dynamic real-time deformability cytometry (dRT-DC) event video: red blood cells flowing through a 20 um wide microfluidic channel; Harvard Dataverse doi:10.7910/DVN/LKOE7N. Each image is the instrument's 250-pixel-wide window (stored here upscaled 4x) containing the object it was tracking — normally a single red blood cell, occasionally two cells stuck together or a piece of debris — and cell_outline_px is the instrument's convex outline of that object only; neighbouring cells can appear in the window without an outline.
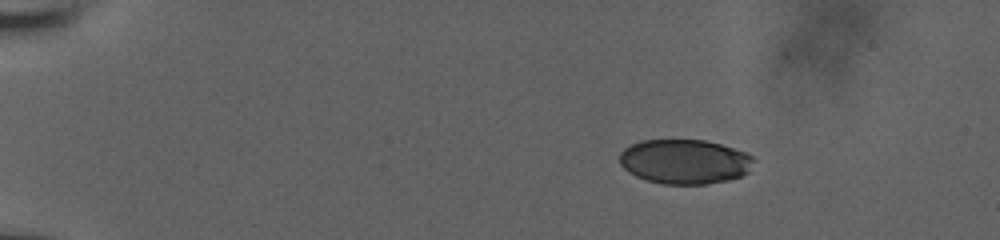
{"species": "human", "species_latin": "Homo sapiens", "temperature_condition": "room temperature", "stored_images_in_passage": 48, "camera_frame_rate_fps": 3000, "um_per_image_px": 0.085, "donor": {"sex": "male"}, "frame": {"image": 1, "passage_image": 3, "time_ms": 0.667, "image_size_px": [1000, 240], "cell_outline_px": [[756, 160], [748, 172], [740, 176], [728, 180], [704, 184], [664, 184], [648, 180], [636, 176], [628, 172], [620, 164], [620, 152], [624, 148], [640, 140], [704, 140], [720, 144], [748, 152]], "centroid_in_image_um": [58.22, 13.73], "position_along_channel_um": 26.8, "area_um2": 34.97}}
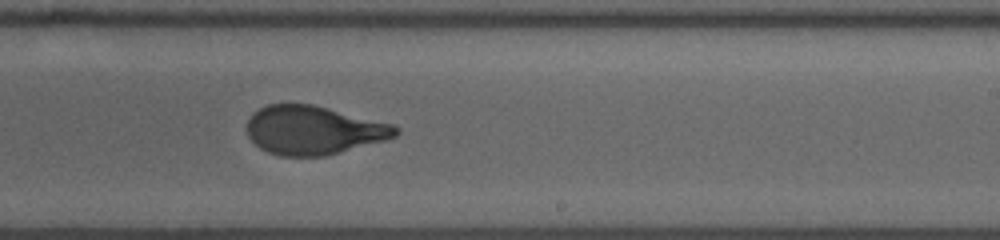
{"frame": {"image": 2, "passage_image": 28, "time_ms": 9.0, "image_size_px": [1000, 240], "cell_outline_px": [[400, 132], [396, 136], [384, 140], [324, 156], [280, 156], [268, 152], [260, 148], [248, 136], [248, 120], [252, 112], [268, 104], [312, 104], [392, 124], [400, 128]], "centroid_in_image_um": [26.63, 11.06], "position_along_channel_um": 262.4, "area_um2": 41.85}}
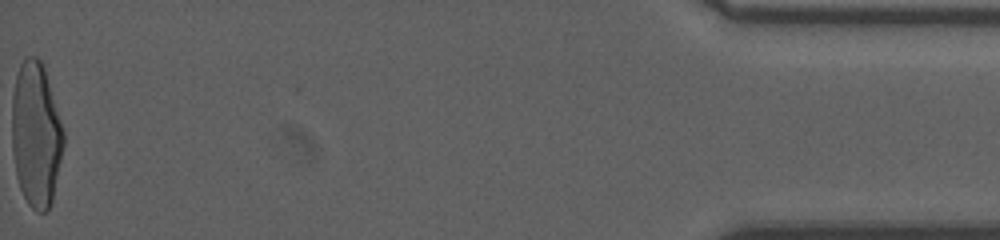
{"frame": {"image": 3, "passage_image": 48, "time_ms": 15.667, "image_size_px": [1000, 240], "cell_outline_px": [[64, 144], [52, 200], [48, 208], [44, 212], [36, 212], [28, 204], [20, 188], [16, 176], [12, 152], [12, 96], [16, 76], [20, 64], [24, 56], [36, 56], [44, 64], [64, 132]], "centroid_in_image_um": [3.05, 11.4], "position_along_channel_um": 432.2, "area_um2": 43.75}, "authors_computed_cell_mechanics": {"area_um2": 42.6564, "velocity_mm_per_s": 3.8524, "shape_relaxation_time_tau1_ms": 4.6025, "shape_relaxation_time_tau2_ms": null, "deformation_change_tau1": 0.2026, "deformation_change_tau2": null}}